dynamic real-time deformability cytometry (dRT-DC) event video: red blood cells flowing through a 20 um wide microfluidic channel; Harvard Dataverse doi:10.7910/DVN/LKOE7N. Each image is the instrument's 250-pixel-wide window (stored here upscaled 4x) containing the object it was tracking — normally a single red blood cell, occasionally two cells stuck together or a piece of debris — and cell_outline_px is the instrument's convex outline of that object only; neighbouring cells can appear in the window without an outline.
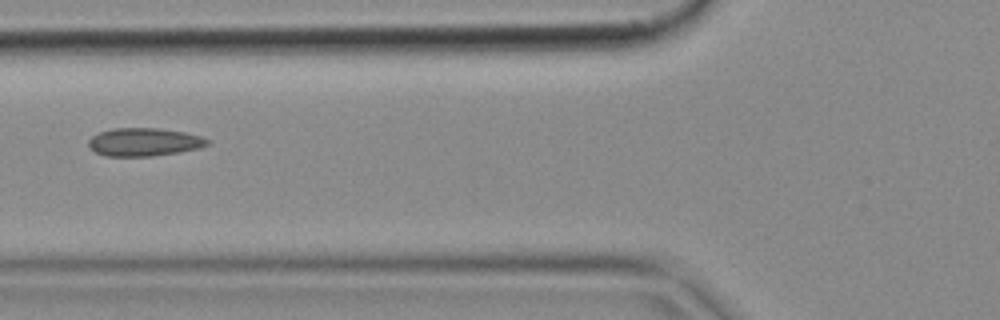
{"species": "common noctule bat (a hibernating species)", "species_latin": "Nyctalus noctula", "temperature_condition": "cold", "stored_images_in_passage": 6, "camera_frame_rate_fps": 3000, "um_per_image_px": 0.085, "animal": {"sex": "female", "body_mass_g": 18.4}, "frame": {"image": 1, "passage_image": 5, "time_ms": 1.333, "image_size_px": [1000, 320], "cell_outline_px": [[208, 144], [200, 148], [180, 152], [152, 156], [104, 156], [96, 152], [88, 144], [88, 140], [92, 136], [100, 132], [112, 128], [156, 128], [184, 132], [200, 136], [208, 140]], "centroid_in_image_um": [12.23, 12.07], "position_along_channel_um": 113.6, "area_um2": 19.36}}
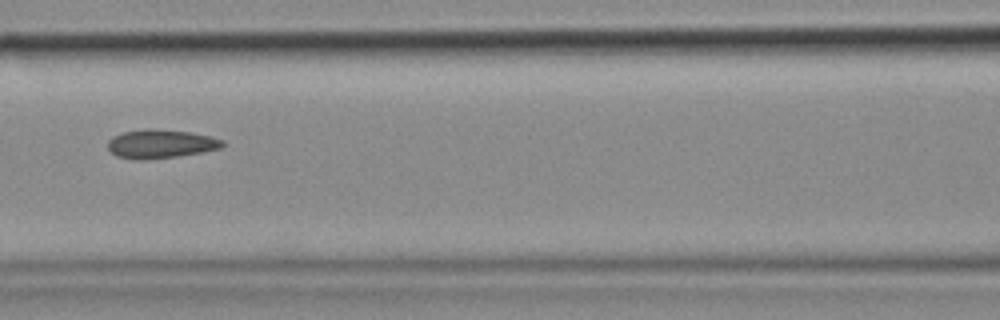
{"frame": {"image": 2, "passage_image": 6, "time_ms": 1.667, "image_size_px": [1000, 320], "cell_outline_px": [[224, 144], [220, 148], [200, 152], [176, 156], [140, 160], [116, 156], [108, 148], [108, 140], [112, 136], [124, 132], [148, 128], [152, 128], [192, 132], [212, 136], [224, 140]], "centroid_in_image_um": [13.66, 12.21], "position_along_channel_um": 152.9, "area_um2": 19.13}}